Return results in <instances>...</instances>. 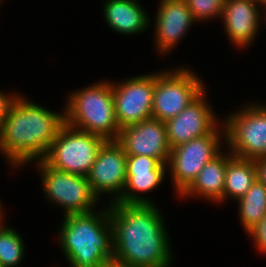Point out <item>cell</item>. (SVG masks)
Returning a JSON list of instances; mask_svg holds the SVG:
<instances>
[{"mask_svg": "<svg viewBox=\"0 0 266 267\" xmlns=\"http://www.w3.org/2000/svg\"><path fill=\"white\" fill-rule=\"evenodd\" d=\"M126 160L124 148L117 140H106L100 147L87 175L91 189L99 200L103 195H111L108 202L111 204L122 195L126 184Z\"/></svg>", "mask_w": 266, "mask_h": 267, "instance_id": "obj_11", "label": "cell"}, {"mask_svg": "<svg viewBox=\"0 0 266 267\" xmlns=\"http://www.w3.org/2000/svg\"><path fill=\"white\" fill-rule=\"evenodd\" d=\"M206 89L177 116L165 122L167 138L171 148L194 138L211 134L222 122L217 119ZM220 121V123H219Z\"/></svg>", "mask_w": 266, "mask_h": 267, "instance_id": "obj_12", "label": "cell"}, {"mask_svg": "<svg viewBox=\"0 0 266 267\" xmlns=\"http://www.w3.org/2000/svg\"><path fill=\"white\" fill-rule=\"evenodd\" d=\"M64 124L65 110H48L19 94L0 128V152L14 169L42 160Z\"/></svg>", "mask_w": 266, "mask_h": 267, "instance_id": "obj_2", "label": "cell"}, {"mask_svg": "<svg viewBox=\"0 0 266 267\" xmlns=\"http://www.w3.org/2000/svg\"><path fill=\"white\" fill-rule=\"evenodd\" d=\"M237 204L239 221L248 234L266 216V186L256 180Z\"/></svg>", "mask_w": 266, "mask_h": 267, "instance_id": "obj_20", "label": "cell"}, {"mask_svg": "<svg viewBox=\"0 0 266 267\" xmlns=\"http://www.w3.org/2000/svg\"><path fill=\"white\" fill-rule=\"evenodd\" d=\"M155 72L112 82L116 121L122 129L152 118Z\"/></svg>", "mask_w": 266, "mask_h": 267, "instance_id": "obj_10", "label": "cell"}, {"mask_svg": "<svg viewBox=\"0 0 266 267\" xmlns=\"http://www.w3.org/2000/svg\"><path fill=\"white\" fill-rule=\"evenodd\" d=\"M106 206L63 217L58 241L71 267H104L113 261L110 204Z\"/></svg>", "mask_w": 266, "mask_h": 267, "instance_id": "obj_3", "label": "cell"}, {"mask_svg": "<svg viewBox=\"0 0 266 267\" xmlns=\"http://www.w3.org/2000/svg\"><path fill=\"white\" fill-rule=\"evenodd\" d=\"M24 243L16 229L0 226V262L3 267H18L25 257Z\"/></svg>", "mask_w": 266, "mask_h": 267, "instance_id": "obj_21", "label": "cell"}, {"mask_svg": "<svg viewBox=\"0 0 266 267\" xmlns=\"http://www.w3.org/2000/svg\"><path fill=\"white\" fill-rule=\"evenodd\" d=\"M221 141L225 142L223 122L211 134L194 138L171 149L167 169L170 171L176 195L180 196L206 163L223 150Z\"/></svg>", "mask_w": 266, "mask_h": 267, "instance_id": "obj_8", "label": "cell"}, {"mask_svg": "<svg viewBox=\"0 0 266 267\" xmlns=\"http://www.w3.org/2000/svg\"><path fill=\"white\" fill-rule=\"evenodd\" d=\"M205 89L204 82L188 67L155 72L152 118L166 122L177 116Z\"/></svg>", "mask_w": 266, "mask_h": 267, "instance_id": "obj_7", "label": "cell"}, {"mask_svg": "<svg viewBox=\"0 0 266 267\" xmlns=\"http://www.w3.org/2000/svg\"><path fill=\"white\" fill-rule=\"evenodd\" d=\"M252 238L255 248L259 253L266 255V216L255 226L249 233L248 237Z\"/></svg>", "mask_w": 266, "mask_h": 267, "instance_id": "obj_23", "label": "cell"}, {"mask_svg": "<svg viewBox=\"0 0 266 267\" xmlns=\"http://www.w3.org/2000/svg\"><path fill=\"white\" fill-rule=\"evenodd\" d=\"M255 167L257 172V180L266 186V157L256 159Z\"/></svg>", "mask_w": 266, "mask_h": 267, "instance_id": "obj_25", "label": "cell"}, {"mask_svg": "<svg viewBox=\"0 0 266 267\" xmlns=\"http://www.w3.org/2000/svg\"><path fill=\"white\" fill-rule=\"evenodd\" d=\"M194 20L198 22L222 18L225 0H185ZM215 17V18H214Z\"/></svg>", "mask_w": 266, "mask_h": 267, "instance_id": "obj_22", "label": "cell"}, {"mask_svg": "<svg viewBox=\"0 0 266 267\" xmlns=\"http://www.w3.org/2000/svg\"><path fill=\"white\" fill-rule=\"evenodd\" d=\"M221 151L199 172L192 184L180 195V197H200L211 203L221 204L223 202L224 182L227 161L233 156L229 151Z\"/></svg>", "mask_w": 266, "mask_h": 267, "instance_id": "obj_17", "label": "cell"}, {"mask_svg": "<svg viewBox=\"0 0 266 267\" xmlns=\"http://www.w3.org/2000/svg\"><path fill=\"white\" fill-rule=\"evenodd\" d=\"M65 123L78 130L117 140L120 127L116 121L112 81L102 80L69 93Z\"/></svg>", "mask_w": 266, "mask_h": 267, "instance_id": "obj_4", "label": "cell"}, {"mask_svg": "<svg viewBox=\"0 0 266 267\" xmlns=\"http://www.w3.org/2000/svg\"><path fill=\"white\" fill-rule=\"evenodd\" d=\"M225 145L233 156L256 160L266 157V104L246 103L223 119Z\"/></svg>", "mask_w": 266, "mask_h": 267, "instance_id": "obj_5", "label": "cell"}, {"mask_svg": "<svg viewBox=\"0 0 266 267\" xmlns=\"http://www.w3.org/2000/svg\"><path fill=\"white\" fill-rule=\"evenodd\" d=\"M34 162L42 178L45 199L61 206L64 216L93 212L98 206L99 198L93 193L87 177L56 170L43 160Z\"/></svg>", "mask_w": 266, "mask_h": 267, "instance_id": "obj_9", "label": "cell"}, {"mask_svg": "<svg viewBox=\"0 0 266 267\" xmlns=\"http://www.w3.org/2000/svg\"><path fill=\"white\" fill-rule=\"evenodd\" d=\"M19 96L18 93H9L5 94L4 92L0 91V128L8 116L9 110L14 103L15 99Z\"/></svg>", "mask_w": 266, "mask_h": 267, "instance_id": "obj_24", "label": "cell"}, {"mask_svg": "<svg viewBox=\"0 0 266 267\" xmlns=\"http://www.w3.org/2000/svg\"><path fill=\"white\" fill-rule=\"evenodd\" d=\"M262 7L258 0H225L221 21L227 38L235 47L243 49L255 41L264 17Z\"/></svg>", "mask_w": 266, "mask_h": 267, "instance_id": "obj_15", "label": "cell"}, {"mask_svg": "<svg viewBox=\"0 0 266 267\" xmlns=\"http://www.w3.org/2000/svg\"><path fill=\"white\" fill-rule=\"evenodd\" d=\"M105 141L65 123L42 160L56 170L87 177Z\"/></svg>", "mask_w": 266, "mask_h": 267, "instance_id": "obj_6", "label": "cell"}, {"mask_svg": "<svg viewBox=\"0 0 266 267\" xmlns=\"http://www.w3.org/2000/svg\"><path fill=\"white\" fill-rule=\"evenodd\" d=\"M109 215L113 263L122 267H170V236L157 205L114 202Z\"/></svg>", "mask_w": 266, "mask_h": 267, "instance_id": "obj_1", "label": "cell"}, {"mask_svg": "<svg viewBox=\"0 0 266 267\" xmlns=\"http://www.w3.org/2000/svg\"><path fill=\"white\" fill-rule=\"evenodd\" d=\"M117 141L126 155L149 156L168 164L171 147L167 138L165 122L149 118L123 127Z\"/></svg>", "mask_w": 266, "mask_h": 267, "instance_id": "obj_13", "label": "cell"}, {"mask_svg": "<svg viewBox=\"0 0 266 267\" xmlns=\"http://www.w3.org/2000/svg\"><path fill=\"white\" fill-rule=\"evenodd\" d=\"M167 171V164L161 163L154 157L127 155L125 188L122 195L115 202L156 204L149 197H145L142 194L150 193L160 186L166 177Z\"/></svg>", "mask_w": 266, "mask_h": 267, "instance_id": "obj_14", "label": "cell"}, {"mask_svg": "<svg viewBox=\"0 0 266 267\" xmlns=\"http://www.w3.org/2000/svg\"><path fill=\"white\" fill-rule=\"evenodd\" d=\"M139 0H105L103 14L106 24L120 35L140 34L149 28V14Z\"/></svg>", "mask_w": 266, "mask_h": 267, "instance_id": "obj_18", "label": "cell"}, {"mask_svg": "<svg viewBox=\"0 0 266 267\" xmlns=\"http://www.w3.org/2000/svg\"><path fill=\"white\" fill-rule=\"evenodd\" d=\"M256 180L255 161L232 156L227 161L223 203L227 198L241 199Z\"/></svg>", "mask_w": 266, "mask_h": 267, "instance_id": "obj_19", "label": "cell"}, {"mask_svg": "<svg viewBox=\"0 0 266 267\" xmlns=\"http://www.w3.org/2000/svg\"><path fill=\"white\" fill-rule=\"evenodd\" d=\"M104 267H122V266H120V265H117V264H115V263L111 262L110 264H108V265H105Z\"/></svg>", "mask_w": 266, "mask_h": 267, "instance_id": "obj_28", "label": "cell"}, {"mask_svg": "<svg viewBox=\"0 0 266 267\" xmlns=\"http://www.w3.org/2000/svg\"><path fill=\"white\" fill-rule=\"evenodd\" d=\"M2 204L3 203H1V201H0V226L5 225L4 222H3L4 221L3 220L4 219V216H3L4 212L2 211L3 210Z\"/></svg>", "mask_w": 266, "mask_h": 267, "instance_id": "obj_26", "label": "cell"}, {"mask_svg": "<svg viewBox=\"0 0 266 267\" xmlns=\"http://www.w3.org/2000/svg\"><path fill=\"white\" fill-rule=\"evenodd\" d=\"M155 19V48L165 56L196 22L185 0H160ZM165 53V55H164Z\"/></svg>", "mask_w": 266, "mask_h": 267, "instance_id": "obj_16", "label": "cell"}, {"mask_svg": "<svg viewBox=\"0 0 266 267\" xmlns=\"http://www.w3.org/2000/svg\"><path fill=\"white\" fill-rule=\"evenodd\" d=\"M261 3H262V6H263V10H266V0H262ZM264 13H265L264 14L265 17L263 18L264 19L263 21L266 20V11H264Z\"/></svg>", "mask_w": 266, "mask_h": 267, "instance_id": "obj_27", "label": "cell"}]
</instances>
